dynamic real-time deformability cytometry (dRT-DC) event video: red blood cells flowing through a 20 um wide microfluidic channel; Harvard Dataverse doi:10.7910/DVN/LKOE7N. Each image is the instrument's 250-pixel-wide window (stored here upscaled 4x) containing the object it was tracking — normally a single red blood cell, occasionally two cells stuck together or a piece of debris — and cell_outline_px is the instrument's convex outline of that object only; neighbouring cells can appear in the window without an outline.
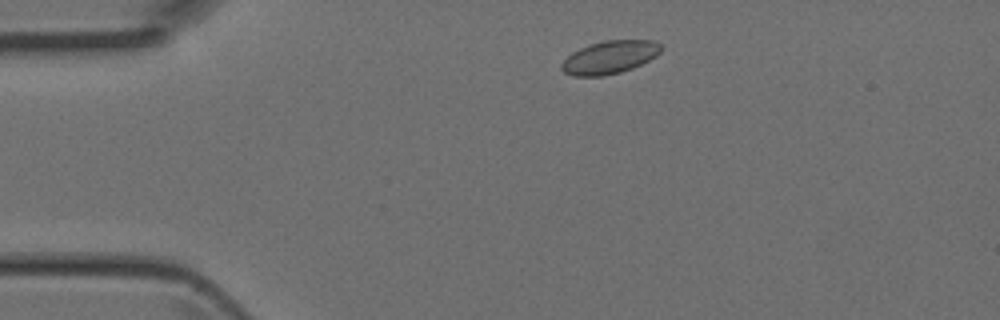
{"species": "Egyptian fruit bat (a non-hibernating species)", "species_latin": "Rousettus aegyptiacus", "temperature_condition": "room temperature", "stored_images_in_passage": 3, "camera_frame_rate_fps": 3000, "um_per_image_px": 0.085, "animal": {"sex": "female"}, "frame": {"image": 1, "passage_image": 3, "time_ms": 0.667, "image_size_px": [1000, 320], "cell_outline_px": [[660, 52], [656, 56], [632, 68], [620, 72], [604, 76], [576, 76], [564, 72], [560, 68], [560, 64], [572, 52], [588, 44], [604, 40], [652, 40], [660, 44]], "centroid_in_image_um": [51.79, 4.86], "position_along_channel_um": 33.2, "area_um2": 19.02}}